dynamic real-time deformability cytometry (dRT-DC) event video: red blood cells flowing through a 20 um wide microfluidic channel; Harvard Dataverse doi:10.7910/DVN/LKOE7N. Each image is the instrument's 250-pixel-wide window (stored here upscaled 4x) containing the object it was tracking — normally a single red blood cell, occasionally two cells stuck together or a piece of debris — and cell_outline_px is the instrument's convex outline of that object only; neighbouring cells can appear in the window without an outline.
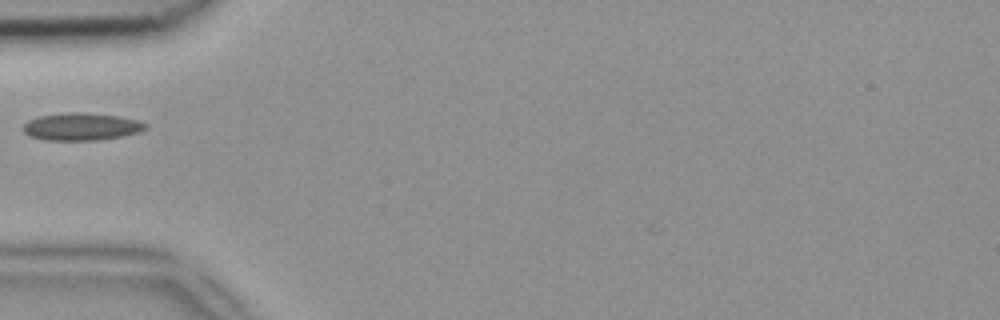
{"species": "common noctule bat (a hibernating species)", "species_latin": "Nyctalus noctula", "temperature_condition": "room temperature", "stored_images_in_passage": 30, "camera_frame_rate_fps": 3000, "um_per_image_px": 0.085, "animal": {"sex": "female", "body_mass_g": 18.4}, "frame": {"image": 1, "passage_image": 1, "time_ms": 0.0, "image_size_px": [1000, 320], "cell_outline_px": [[148, 128], [124, 136], [96, 140], [44, 140], [32, 136], [24, 132], [24, 124], [28, 120], [40, 116], [68, 112], [84, 112], [120, 116], [136, 120], [148, 124]], "centroid_in_image_um": [6.94, 10.76], "position_along_channel_um": 78.1, "area_um2": 19.48}}
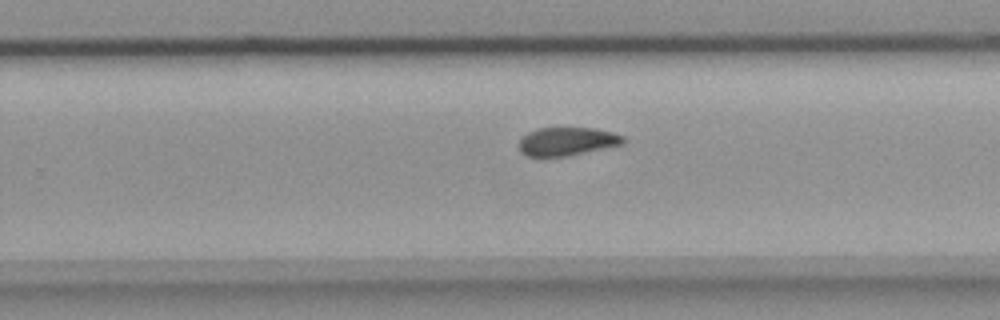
{"frame": {"image": 2, "passage_image": 16, "time_ms": 5.0, "image_size_px": [1000, 320], "cell_outline_px": [[624, 144], [568, 156], [528, 156], [520, 152], [520, 140], [528, 132], [536, 128], [592, 128], [612, 132], [624, 136]], "centroid_in_image_um": [48.21, 12.02], "position_along_channel_um": 281.6, "area_um2": 17.11}}
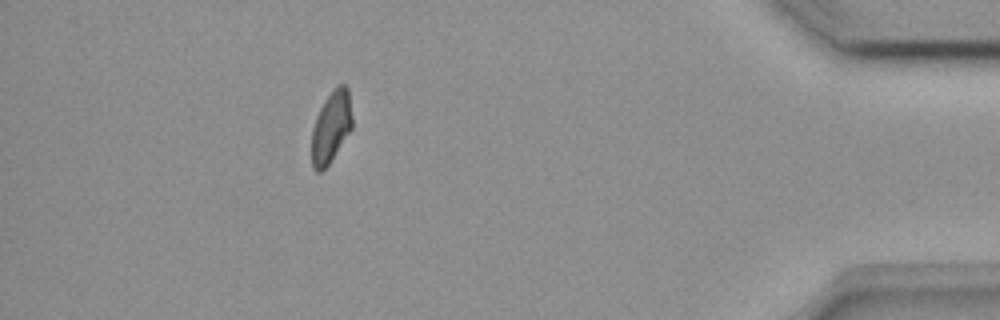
{"frame": {"image": 3, "passage_image": 29, "time_ms": 9.333, "image_size_px": [1000, 320], "cell_outline_px": [[352, 128], [328, 164], [320, 172], [316, 172], [312, 168], [312, 128], [316, 116], [324, 100], [332, 88], [336, 84], [344, 84], [348, 88], [352, 116]], "centroid_in_image_um": [28.14, 10.74], "position_along_channel_um": 407.1, "area_um2": 16.94}}